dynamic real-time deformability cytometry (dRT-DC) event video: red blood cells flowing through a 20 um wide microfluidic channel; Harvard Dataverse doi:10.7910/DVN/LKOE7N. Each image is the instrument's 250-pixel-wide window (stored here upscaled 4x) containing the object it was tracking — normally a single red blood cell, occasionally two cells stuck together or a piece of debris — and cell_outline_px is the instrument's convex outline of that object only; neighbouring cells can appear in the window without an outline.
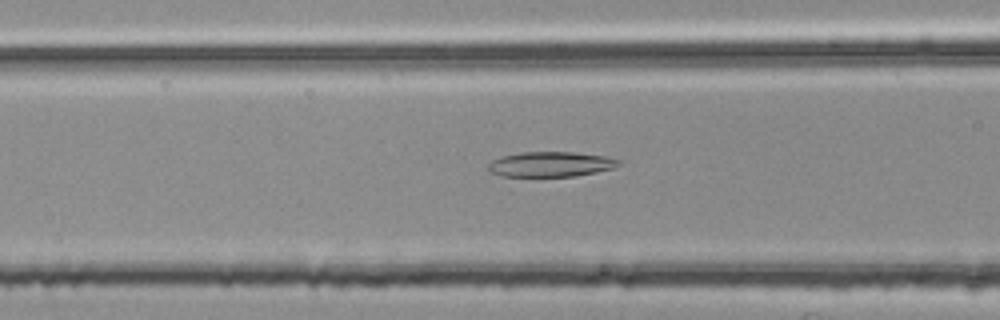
{"species": "common noctule bat (a hibernating species)", "species_latin": "Nyctalus noctula", "temperature_condition": "room temperature", "stored_images_in_passage": 41, "camera_frame_rate_fps": 3000, "um_per_image_px": 0.085, "animal": {"sex": "female", "body_mass_g": 25.1}, "frame": {"image": 1, "passage_image": 9, "time_ms": 2.667, "image_size_px": [1000, 320], "cell_outline_px": [[624, 160], [620, 164], [612, 168], [576, 176], [500, 176], [492, 172], [488, 168], [488, 164], [492, 160], [500, 156], [520, 152], [572, 152], [604, 156]], "centroid_in_image_um": [46.8, 13.95], "position_along_channel_um": 119.8, "area_um2": 19.02}}
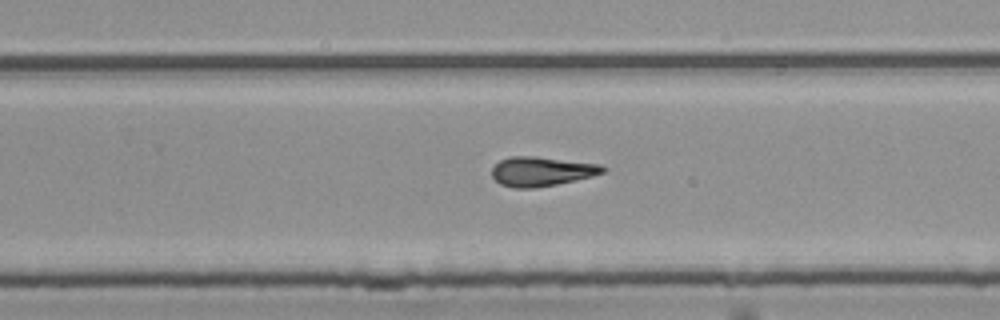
{"frame": {"image": 2, "passage_image": 22, "time_ms": 7.0, "image_size_px": [1000, 320], "cell_outline_px": [[608, 168], [604, 172], [592, 176], [556, 184], [532, 188], [512, 188], [500, 184], [492, 176], [492, 168], [500, 160], [508, 156], [536, 156], [600, 164]], "centroid_in_image_um": [46.02, 14.56], "position_along_channel_um": 283.8, "area_um2": 19.02}}
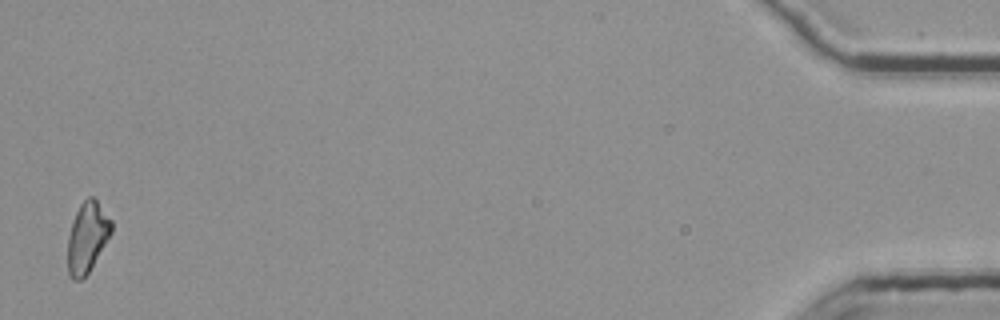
{"frame": {"image": 3, "passage_image": 41, "time_ms": 13.333, "image_size_px": [1000, 320], "cell_outline_px": [[112, 232], [88, 272], [80, 280], [72, 280], [68, 272], [68, 236], [76, 212], [80, 204], [88, 196], [92, 196], [96, 200], [112, 220]], "centroid_in_image_um": [7.41, 20.16], "position_along_channel_um": 427.8, "area_um2": 17.63}, "authors_computed_cell_mechanics": {"area_um2": 18.496, "velocity_mm_per_s": 3.7872, "shape_relaxation_time_tau1_ms": null, "shape_relaxation_time_tau2_ms": 9.7503, "deformation_change_tau1": null, "deformation_change_tau2": 0.2664}}